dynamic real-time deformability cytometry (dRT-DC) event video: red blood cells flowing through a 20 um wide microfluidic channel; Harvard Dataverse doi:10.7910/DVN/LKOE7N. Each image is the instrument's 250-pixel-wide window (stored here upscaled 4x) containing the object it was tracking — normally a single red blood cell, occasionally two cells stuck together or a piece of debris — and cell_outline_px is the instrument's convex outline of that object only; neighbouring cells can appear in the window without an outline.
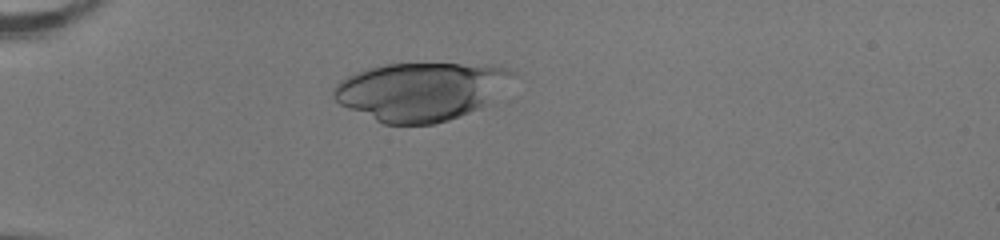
{"species": "human", "species_latin": "Homo sapiens", "temperature_condition": "room temperature", "stored_images_in_passage": 49, "camera_frame_rate_fps": 3000, "um_per_image_px": 0.085, "donor": {"sex": "female"}, "frame": {"image": 1, "passage_image": 13, "time_ms": 4.0, "image_size_px": [1000, 240], "cell_outline_px": [[516, 72], [488, 104], [480, 108], [460, 116], [448, 120], [432, 124], [384, 124], [340, 104], [336, 100], [332, 92], [336, 84], [340, 80], [356, 72], [388, 64], [492, 64]], "centroid_in_image_um": [35.77, 7.76], "position_along_channel_um": 49.2, "area_um2": 60.11}}